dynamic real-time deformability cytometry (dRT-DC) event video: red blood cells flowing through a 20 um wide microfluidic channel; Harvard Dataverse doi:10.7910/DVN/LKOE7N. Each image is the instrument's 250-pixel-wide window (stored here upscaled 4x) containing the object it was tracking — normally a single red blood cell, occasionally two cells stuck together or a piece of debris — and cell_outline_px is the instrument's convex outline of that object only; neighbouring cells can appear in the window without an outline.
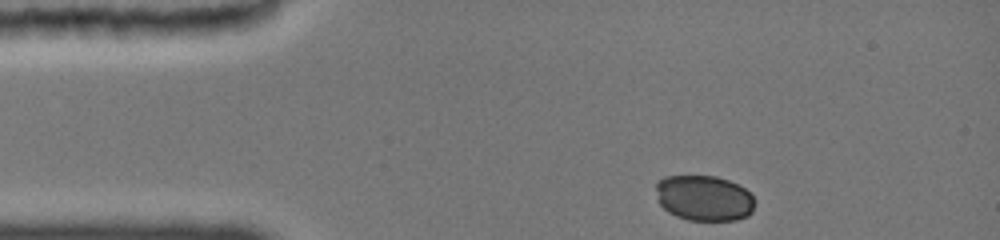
{"species": "common noctule bat (a hibernating species)", "species_latin": "Nyctalus noctula", "temperature_condition": "cold", "stored_images_in_passage": 22, "camera_frame_rate_fps": 3000, "um_per_image_px": 0.085, "animal": {"sex": "female", "body_mass_g": 19.0, "forearm_length_mm": 51.5}, "frame": {"image": 1, "passage_image": 1, "time_ms": 0.0, "image_size_px": [1000, 240], "cell_outline_px": [[756, 200], [752, 212], [748, 216], [736, 220], [688, 220], [676, 216], [668, 212], [660, 204], [656, 188], [656, 184], [664, 176], [716, 176], [728, 180], [744, 188]], "centroid_in_image_um": [59.86, 16.84], "position_along_channel_um": 25.1, "area_um2": 26.24}}
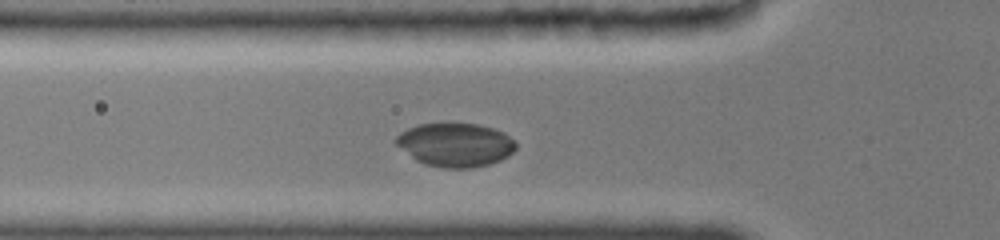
{"frame": {"image": 2, "passage_image": 15, "time_ms": 3.0, "image_size_px": [1000, 240], "cell_outline_px": [[516, 148], [508, 156], [500, 160], [488, 164], [472, 168], [444, 168], [424, 164], [416, 160], [396, 144], [396, 136], [408, 128], [420, 124], [476, 124], [492, 128], [504, 132], [516, 144]], "centroid_in_image_um": [38.71, 12.32], "position_along_channel_um": 87.1, "area_um2": 30.11}}
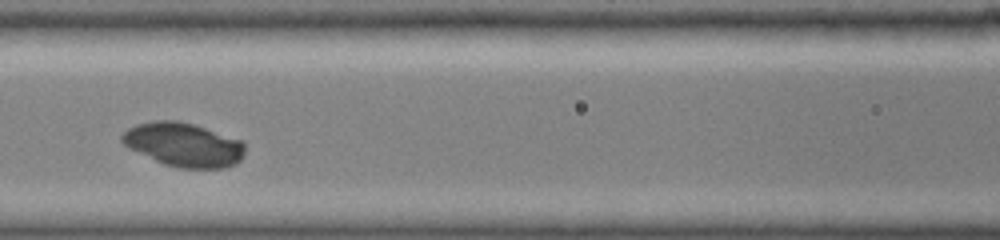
{"frame": {"image": 3, "passage_image": 20, "time_ms": 4.667, "image_size_px": [1000, 240], "cell_outline_px": [[244, 156], [236, 164], [224, 168], [180, 168], [164, 164], [128, 148], [120, 140], [120, 136], [128, 128], [152, 120], [176, 120], [192, 124], [240, 140], [244, 144]], "centroid_in_image_um": [15.59, 12.3], "position_along_channel_um": 151.0, "area_um2": 31.21}}